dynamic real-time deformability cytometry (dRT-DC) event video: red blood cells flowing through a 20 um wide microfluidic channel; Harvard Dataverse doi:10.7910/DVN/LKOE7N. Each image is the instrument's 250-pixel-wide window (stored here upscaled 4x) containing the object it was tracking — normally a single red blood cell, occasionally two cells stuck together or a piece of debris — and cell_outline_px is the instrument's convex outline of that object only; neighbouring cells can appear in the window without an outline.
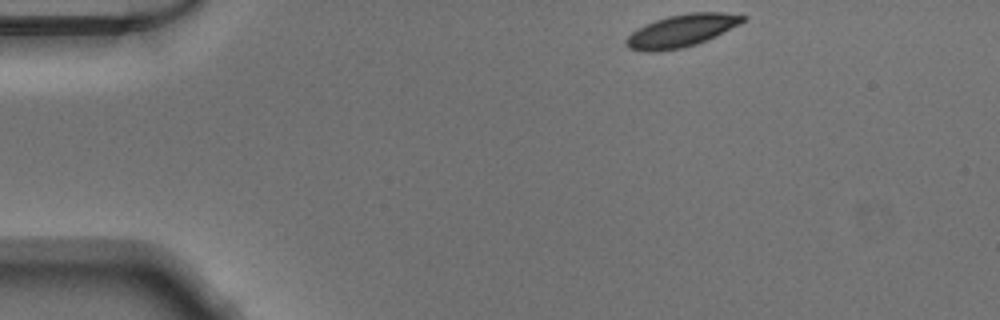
{"species": "Egyptian fruit bat (a non-hibernating species)", "species_latin": "Rousettus aegyptiacus", "temperature_condition": "warm", "stored_images_in_passage": 43, "camera_frame_rate_fps": 3000, "um_per_image_px": 0.085, "animal": {"sex": "male"}, "frame": {"image": 1, "passage_image": 1, "time_ms": 0.0, "image_size_px": [1000, 320], "cell_outline_px": [[748, 16], [740, 24], [696, 44], [680, 48], [656, 52], [644, 52], [628, 48], [624, 44], [624, 40], [632, 32], [656, 20], [668, 16], [692, 12], [720, 12]], "centroid_in_image_um": [57.89, 2.62], "position_along_channel_um": 27.1, "area_um2": 21.73}}
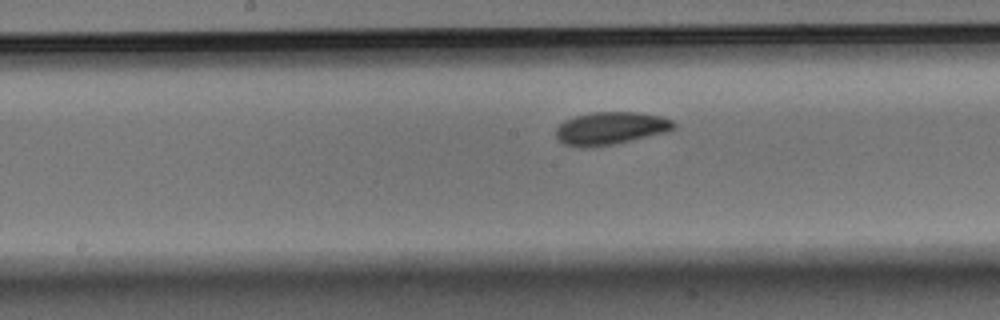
{"frame": {"image": 2, "passage_image": 19, "time_ms": 6.0, "image_size_px": [1000, 320], "cell_outline_px": [[676, 128], [668, 132], [616, 144], [592, 148], [584, 148], [564, 144], [556, 136], [556, 128], [564, 120], [576, 116], [592, 112], [636, 112], [660, 116], [672, 120], [676, 124]], "centroid_in_image_um": [51.92, 10.92], "position_along_channel_um": 196.3, "area_um2": 22.72}}
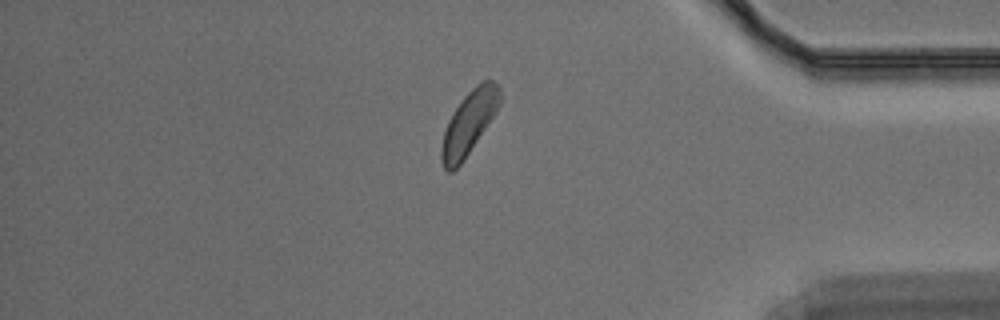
{"frame": {"image": 3, "passage_image": 36, "time_ms": 11.667, "image_size_px": [1000, 320], "cell_outline_px": [[500, 104], [496, 112], [464, 160], [452, 172], [448, 172], [444, 168], [440, 160], [440, 148], [444, 132], [448, 120], [452, 112], [460, 100], [476, 84], [484, 80], [492, 80], [500, 84]], "centroid_in_image_um": [39.84, 10.44], "position_along_channel_um": 395.4, "area_um2": 21.68}}